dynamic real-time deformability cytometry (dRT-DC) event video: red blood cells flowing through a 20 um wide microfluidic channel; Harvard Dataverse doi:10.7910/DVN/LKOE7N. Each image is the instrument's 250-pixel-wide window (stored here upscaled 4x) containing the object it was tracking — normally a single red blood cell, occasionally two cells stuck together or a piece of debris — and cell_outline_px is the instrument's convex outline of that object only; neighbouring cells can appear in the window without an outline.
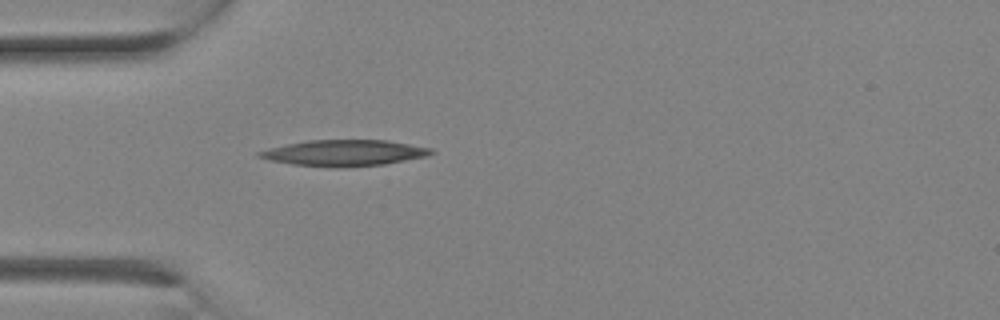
{"species": "Egyptian fruit bat (a non-hibernating species)", "species_latin": "Rousettus aegyptiacus", "temperature_condition": "room temperature", "stored_images_in_passage": 1, "camera_frame_rate_fps": 3000, "um_per_image_px": 0.085, "animal": {"sex": "female"}, "frame": {"image": 1, "passage_image": 1, "time_ms": 0.0, "image_size_px": [1000, 320], "cell_outline_px": [[436, 152], [428, 156], [384, 164], [344, 168], [332, 168], [292, 164], [268, 160], [256, 156], [256, 152], [268, 148], [308, 140], [388, 140], [432, 148]], "centroid_in_image_um": [29.26, 13.01], "position_along_channel_um": 55.7, "area_um2": 26.41}}